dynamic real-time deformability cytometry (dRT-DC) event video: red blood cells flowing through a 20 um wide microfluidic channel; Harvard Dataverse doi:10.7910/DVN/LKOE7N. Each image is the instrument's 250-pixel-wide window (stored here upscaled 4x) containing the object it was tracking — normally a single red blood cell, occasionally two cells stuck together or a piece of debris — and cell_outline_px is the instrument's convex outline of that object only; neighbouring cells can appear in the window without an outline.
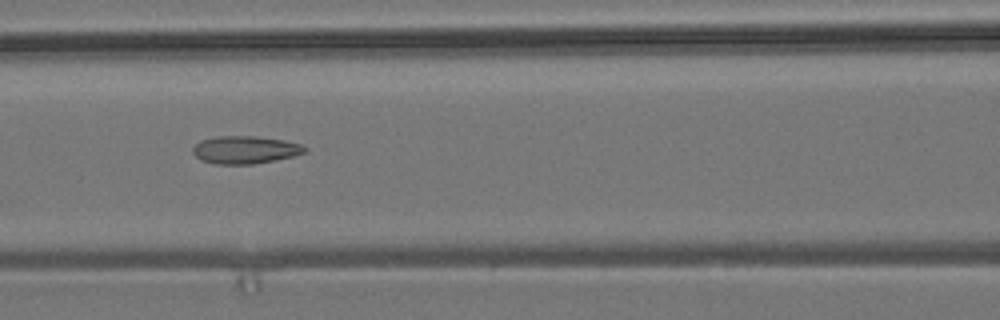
{"species": "common noctule bat (a hibernating species)", "species_latin": "Nyctalus noctula", "temperature_condition": "room temperature", "stored_images_in_passage": 8, "camera_frame_rate_fps": 3000, "um_per_image_px": 0.085, "animal": {"sex": "male", "body_mass_g": 19.2, "forearm_length_mm": 51.8}, "frame": {"image": 1, "passage_image": 4, "time_ms": 1.0, "image_size_px": [1000, 320], "cell_outline_px": [[308, 152], [292, 156], [252, 164], [212, 164], [200, 160], [192, 152], [192, 148], [200, 140], [216, 136], [256, 136], [284, 140], [300, 144], [308, 148]], "centroid_in_image_um": [20.81, 12.73], "position_along_channel_um": 145.8, "area_um2": 18.15}}
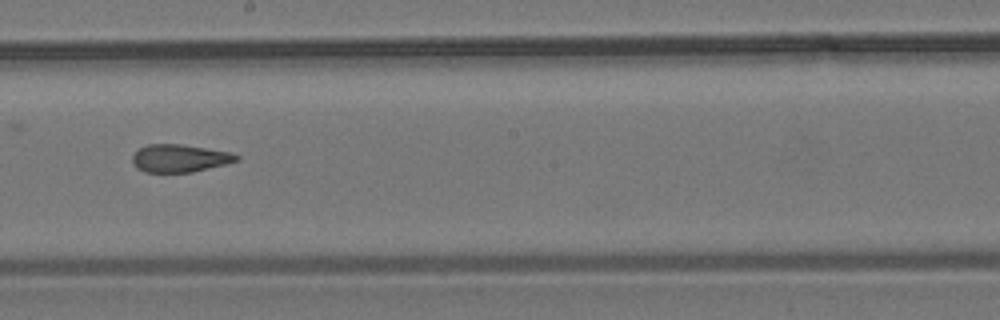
{"frame": {"image": 2, "passage_image": 6, "time_ms": 1.667, "image_size_px": [1000, 320], "cell_outline_px": [[240, 160], [192, 172], [144, 172], [136, 168], [132, 160], [132, 156], [140, 148], [148, 144], [180, 144], [232, 152], [240, 156]], "centroid_in_image_um": [15.28, 13.45], "position_along_channel_um": 232.9, "area_um2": 16.76}}
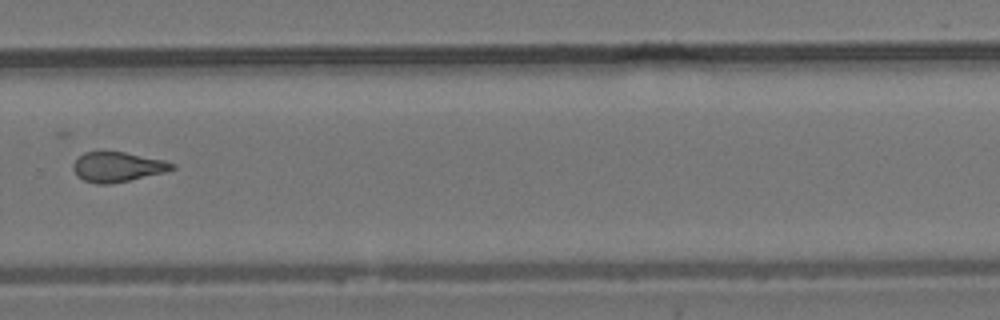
{"frame": {"image": 3, "passage_image": 8, "time_ms": 2.333, "image_size_px": [1000, 320], "cell_outline_px": [[176, 168], [164, 172], [112, 184], [96, 184], [84, 180], [76, 176], [72, 168], [72, 164], [84, 152], [124, 152], [164, 160], [176, 164]], "centroid_in_image_um": [9.97, 14.19], "position_along_channel_um": 319.8, "area_um2": 17.17}}